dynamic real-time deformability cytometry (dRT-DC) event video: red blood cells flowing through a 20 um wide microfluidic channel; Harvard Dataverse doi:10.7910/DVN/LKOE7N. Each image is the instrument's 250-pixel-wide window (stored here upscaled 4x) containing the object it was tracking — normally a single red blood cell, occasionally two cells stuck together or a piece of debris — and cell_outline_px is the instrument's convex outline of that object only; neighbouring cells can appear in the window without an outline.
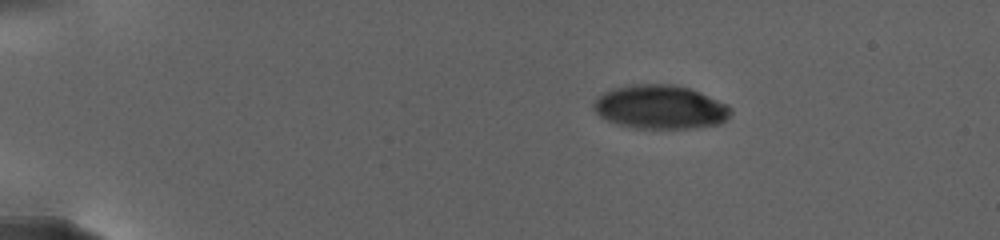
{"species": "human", "species_latin": "Homo sapiens", "temperature_condition": "warm", "stored_images_in_passage": 16, "camera_frame_rate_fps": 3000, "um_per_image_px": 0.085, "donor": {"sex": "female"}, "frame": {"image": 1, "passage_image": 1, "time_ms": 0.0, "image_size_px": [1000, 240], "cell_outline_px": [[732, 112], [720, 124], [696, 128], [636, 128], [616, 124], [600, 116], [592, 108], [592, 104], [596, 96], [612, 88], [632, 84], [672, 84], [688, 88], [700, 92], [728, 104], [732, 108]], "centroid_in_image_um": [56.1, 9.09], "position_along_channel_um": 28.9, "area_um2": 35.26}}